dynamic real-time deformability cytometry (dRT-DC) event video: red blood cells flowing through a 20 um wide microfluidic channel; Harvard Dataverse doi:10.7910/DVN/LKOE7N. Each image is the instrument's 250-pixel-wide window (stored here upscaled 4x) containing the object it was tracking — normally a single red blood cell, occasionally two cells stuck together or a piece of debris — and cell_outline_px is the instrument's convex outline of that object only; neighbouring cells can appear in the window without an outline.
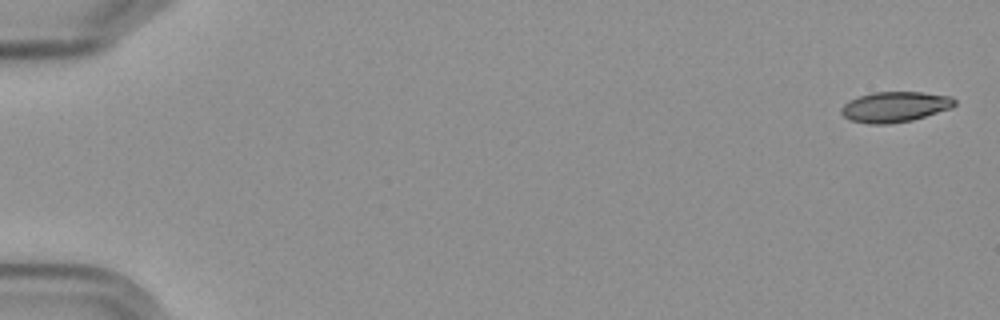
{"species": "Egyptian fruit bat (a non-hibernating species)", "species_latin": "Rousettus aegyptiacus", "temperature_condition": "cold", "stored_images_in_passage": 6, "camera_frame_rate_fps": 3000, "um_per_image_px": 0.085, "frame": {"image": 1, "passage_image": 1, "time_ms": 0.0, "image_size_px": [1000, 320], "cell_outline_px": [[956, 104], [952, 108], [912, 120], [888, 124], [868, 124], [848, 120], [840, 112], [840, 108], [848, 100], [872, 92], [924, 92], [952, 96], [956, 100]], "centroid_in_image_um": [76.06, 9.08], "position_along_channel_um": 8.9, "area_um2": 20.35}}
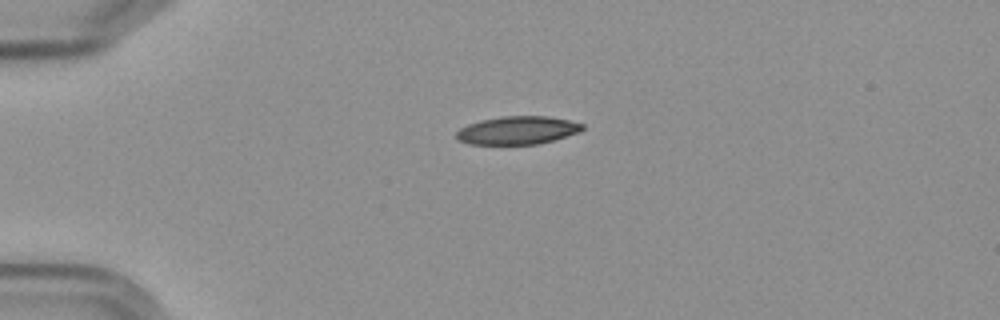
{"frame": {"image": 2, "passage_image": 4, "time_ms": 4.333, "image_size_px": [1000, 320], "cell_outline_px": [[584, 128], [580, 132], [552, 140], [536, 144], [468, 144], [460, 140], [456, 136], [456, 132], [460, 128], [468, 124], [480, 120], [500, 116], [548, 116], [568, 120], [584, 124]], "centroid_in_image_um": [43.99, 11.07], "position_along_channel_um": 41.0, "area_um2": 20.58}}
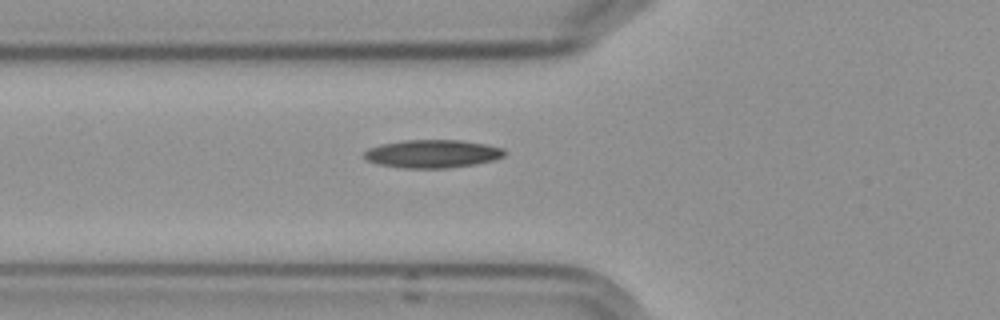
{"frame": {"image": 3, "passage_image": 6, "time_ms": 6.667, "image_size_px": [1000, 320], "cell_outline_px": [[504, 156], [492, 160], [476, 164], [448, 168], [404, 168], [380, 164], [368, 160], [364, 156], [364, 152], [368, 148], [380, 144], [404, 140], [460, 140], [484, 144], [504, 148]], "centroid_in_image_um": [36.75, 13.07], "position_along_channel_um": 89.0, "area_um2": 22.83}}